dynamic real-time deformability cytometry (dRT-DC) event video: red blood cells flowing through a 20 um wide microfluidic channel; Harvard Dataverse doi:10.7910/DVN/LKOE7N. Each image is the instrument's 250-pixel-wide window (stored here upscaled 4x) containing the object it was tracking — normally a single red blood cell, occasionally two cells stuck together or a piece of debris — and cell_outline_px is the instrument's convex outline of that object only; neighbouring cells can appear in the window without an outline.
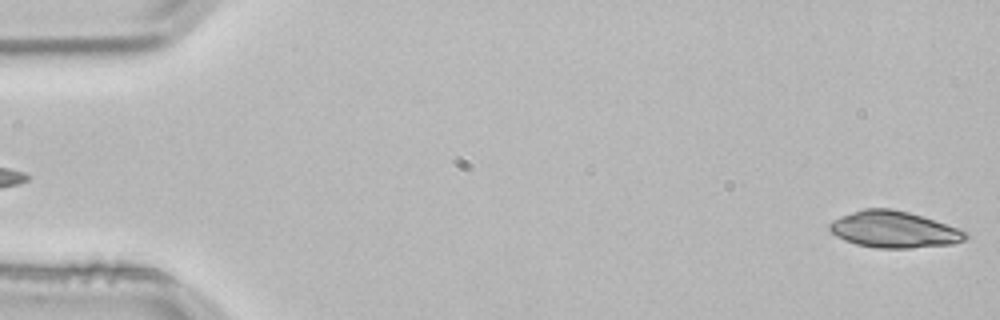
{"species": "common noctule bat (a hibernating species)", "species_latin": "Nyctalus noctula", "temperature_condition": "room temperature", "stored_images_in_passage": 3, "camera_frame_rate_fps": 3000, "um_per_image_px": 0.085, "animal": {"sex": "male", "body_mass_g": 21.5, "forearm_length_mm": 52.0}, "frame": {"image": 1, "passage_image": 3, "time_ms": 0.667, "image_size_px": [1000, 320], "cell_outline_px": [[968, 236], [964, 240], [952, 244], [912, 248], [876, 248], [856, 244], [844, 240], [836, 236], [828, 228], [828, 224], [832, 220], [840, 216], [864, 208], [892, 208], [908, 212], [968, 232]], "centroid_in_image_um": [75.94, 19.51], "position_along_channel_um": 9.1, "area_um2": 28.78}}